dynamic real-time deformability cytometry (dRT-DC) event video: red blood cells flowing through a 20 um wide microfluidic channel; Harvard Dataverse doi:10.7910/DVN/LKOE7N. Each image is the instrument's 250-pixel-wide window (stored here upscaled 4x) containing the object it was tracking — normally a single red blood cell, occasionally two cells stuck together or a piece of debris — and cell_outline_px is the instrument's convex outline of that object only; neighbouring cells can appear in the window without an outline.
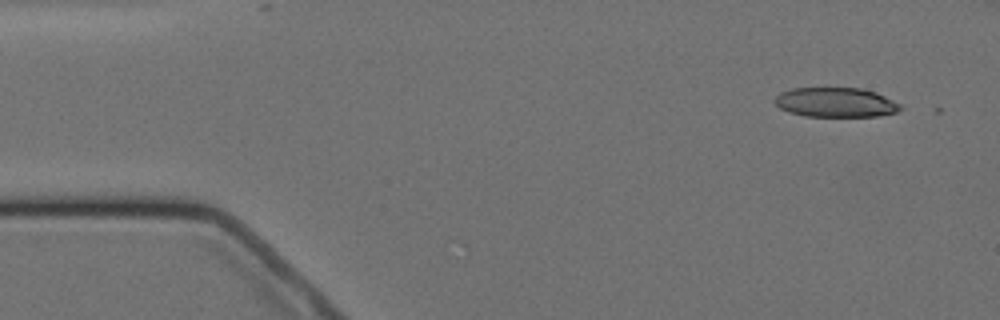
{"species": "Egyptian fruit bat (a non-hibernating species)", "species_latin": "Rousettus aegyptiacus", "temperature_condition": "cold", "stored_images_in_passage": 3, "camera_frame_rate_fps": 3000, "um_per_image_px": 0.085, "animal": {"sex": "female"}, "frame": {"image": 1, "passage_image": 1, "time_ms": 0.0, "image_size_px": [1000, 320], "cell_outline_px": [[904, 108], [896, 112], [876, 116], [804, 116], [788, 112], [780, 108], [772, 100], [780, 92], [792, 88], [860, 88], [876, 92], [900, 104]], "centroid_in_image_um": [71.0, 8.7], "position_along_channel_um": 14.0, "area_um2": 21.68}}